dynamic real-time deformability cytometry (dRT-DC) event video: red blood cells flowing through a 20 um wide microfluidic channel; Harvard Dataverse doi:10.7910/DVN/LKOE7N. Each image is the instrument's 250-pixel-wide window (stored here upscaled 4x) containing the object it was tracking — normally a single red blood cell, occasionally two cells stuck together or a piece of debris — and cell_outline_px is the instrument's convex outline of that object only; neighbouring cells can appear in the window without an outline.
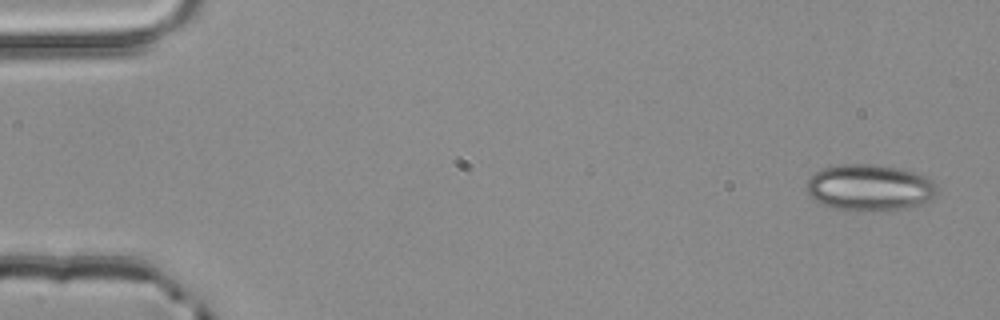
{"species": "common noctule bat (a hibernating species)", "species_latin": "Nyctalus noctula", "temperature_condition": "room temperature", "stored_images_in_passage": 4, "camera_frame_rate_fps": 3000, "um_per_image_px": 0.085, "animal": {"sex": "male", "body_mass_g": 20.4}, "frame": {"image": 1, "passage_image": 1, "time_ms": 0.0, "image_size_px": [1000, 320], "cell_outline_px": [[936, 192], [932, 196], [920, 204], [908, 208], [860, 212], [836, 208], [824, 204], [816, 200], [808, 192], [808, 180], [816, 172], [824, 168], [840, 164], [872, 164], [900, 168], [916, 172], [928, 176], [936, 184]], "centroid_in_image_um": [73.95, 15.94], "position_along_channel_um": 11.0, "area_um2": 35.08}}